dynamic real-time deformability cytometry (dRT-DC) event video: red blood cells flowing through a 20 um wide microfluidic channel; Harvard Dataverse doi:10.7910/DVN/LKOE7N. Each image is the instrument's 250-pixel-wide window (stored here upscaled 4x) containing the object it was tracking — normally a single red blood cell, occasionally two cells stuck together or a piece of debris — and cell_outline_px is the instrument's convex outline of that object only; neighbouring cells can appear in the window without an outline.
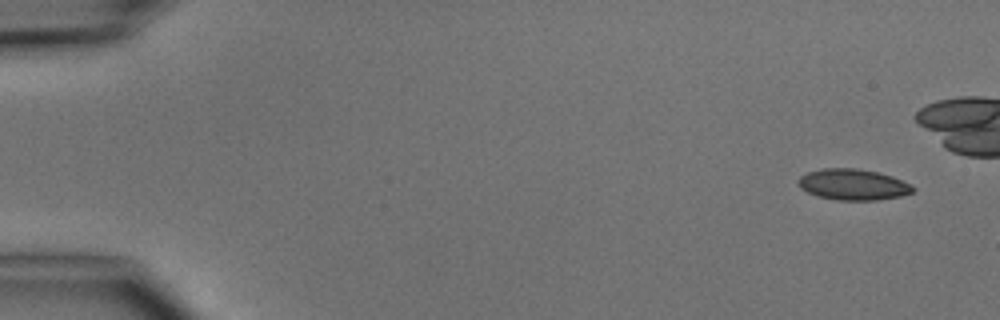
{"species": "common noctule bat (a hibernating species)", "species_latin": "Nyctalus noctula", "temperature_condition": "cold", "stored_images_in_passage": 3, "camera_frame_rate_fps": 3000, "um_per_image_px": 0.085, "animal": {"sex": "male", "body_mass_g": 15.6}, "frame": {"image": 1, "passage_image": 1, "time_ms": 0.0, "image_size_px": [1000, 320], "cell_outline_px": [[916, 188], [912, 192], [900, 196], [876, 200], [836, 200], [820, 196], [808, 192], [800, 188], [796, 184], [796, 180], [800, 176], [808, 172], [820, 168], [856, 168], [876, 172], [892, 176]], "centroid_in_image_um": [72.45, 15.68], "position_along_channel_um": 12.5, "area_um2": 20.63}}